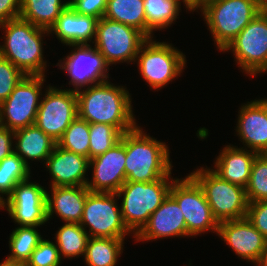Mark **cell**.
<instances>
[{
  "label": "cell",
  "instance_id": "cell-33",
  "mask_svg": "<svg viewBox=\"0 0 267 266\" xmlns=\"http://www.w3.org/2000/svg\"><path fill=\"white\" fill-rule=\"evenodd\" d=\"M89 160L104 154L117 144L122 133L114 126L103 123H89Z\"/></svg>",
  "mask_w": 267,
  "mask_h": 266
},
{
  "label": "cell",
  "instance_id": "cell-40",
  "mask_svg": "<svg viewBox=\"0 0 267 266\" xmlns=\"http://www.w3.org/2000/svg\"><path fill=\"white\" fill-rule=\"evenodd\" d=\"M14 131L0 126V162L14 152Z\"/></svg>",
  "mask_w": 267,
  "mask_h": 266
},
{
  "label": "cell",
  "instance_id": "cell-35",
  "mask_svg": "<svg viewBox=\"0 0 267 266\" xmlns=\"http://www.w3.org/2000/svg\"><path fill=\"white\" fill-rule=\"evenodd\" d=\"M62 263L58 247L46 238L32 252L26 266H59Z\"/></svg>",
  "mask_w": 267,
  "mask_h": 266
},
{
  "label": "cell",
  "instance_id": "cell-23",
  "mask_svg": "<svg viewBox=\"0 0 267 266\" xmlns=\"http://www.w3.org/2000/svg\"><path fill=\"white\" fill-rule=\"evenodd\" d=\"M51 195L47 189V218L54 213L61 220L70 223H80L87 194L86 186H59L51 187Z\"/></svg>",
  "mask_w": 267,
  "mask_h": 266
},
{
  "label": "cell",
  "instance_id": "cell-25",
  "mask_svg": "<svg viewBox=\"0 0 267 266\" xmlns=\"http://www.w3.org/2000/svg\"><path fill=\"white\" fill-rule=\"evenodd\" d=\"M68 5L69 0H20V17L49 30Z\"/></svg>",
  "mask_w": 267,
  "mask_h": 266
},
{
  "label": "cell",
  "instance_id": "cell-17",
  "mask_svg": "<svg viewBox=\"0 0 267 266\" xmlns=\"http://www.w3.org/2000/svg\"><path fill=\"white\" fill-rule=\"evenodd\" d=\"M125 145L120 140L104 154L89 160L92 179L86 187L90 192L116 193L126 182Z\"/></svg>",
  "mask_w": 267,
  "mask_h": 266
},
{
  "label": "cell",
  "instance_id": "cell-5",
  "mask_svg": "<svg viewBox=\"0 0 267 266\" xmlns=\"http://www.w3.org/2000/svg\"><path fill=\"white\" fill-rule=\"evenodd\" d=\"M172 177H163L152 182L126 181L116 192L122 198L120 205L125 226L135 237L148 223L150 215L168 196Z\"/></svg>",
  "mask_w": 267,
  "mask_h": 266
},
{
  "label": "cell",
  "instance_id": "cell-31",
  "mask_svg": "<svg viewBox=\"0 0 267 266\" xmlns=\"http://www.w3.org/2000/svg\"><path fill=\"white\" fill-rule=\"evenodd\" d=\"M36 226H18L9 238V249L11 254L7 258L26 263L32 252L43 239Z\"/></svg>",
  "mask_w": 267,
  "mask_h": 266
},
{
  "label": "cell",
  "instance_id": "cell-28",
  "mask_svg": "<svg viewBox=\"0 0 267 266\" xmlns=\"http://www.w3.org/2000/svg\"><path fill=\"white\" fill-rule=\"evenodd\" d=\"M181 3V0H144L147 38H154V31L171 27L179 18Z\"/></svg>",
  "mask_w": 267,
  "mask_h": 266
},
{
  "label": "cell",
  "instance_id": "cell-8",
  "mask_svg": "<svg viewBox=\"0 0 267 266\" xmlns=\"http://www.w3.org/2000/svg\"><path fill=\"white\" fill-rule=\"evenodd\" d=\"M169 195L181 208L187 227V236L195 237L205 232L218 233L219 223L214 218L204 191L190 175L174 178Z\"/></svg>",
  "mask_w": 267,
  "mask_h": 266
},
{
  "label": "cell",
  "instance_id": "cell-18",
  "mask_svg": "<svg viewBox=\"0 0 267 266\" xmlns=\"http://www.w3.org/2000/svg\"><path fill=\"white\" fill-rule=\"evenodd\" d=\"M238 111L236 133L244 149L267 154V98L242 104Z\"/></svg>",
  "mask_w": 267,
  "mask_h": 266
},
{
  "label": "cell",
  "instance_id": "cell-30",
  "mask_svg": "<svg viewBox=\"0 0 267 266\" xmlns=\"http://www.w3.org/2000/svg\"><path fill=\"white\" fill-rule=\"evenodd\" d=\"M31 169L24 163L22 158L13 152L0 162V200L5 201L14 187L25 180L31 179Z\"/></svg>",
  "mask_w": 267,
  "mask_h": 266
},
{
  "label": "cell",
  "instance_id": "cell-4",
  "mask_svg": "<svg viewBox=\"0 0 267 266\" xmlns=\"http://www.w3.org/2000/svg\"><path fill=\"white\" fill-rule=\"evenodd\" d=\"M261 11V0H210L200 9L221 52Z\"/></svg>",
  "mask_w": 267,
  "mask_h": 266
},
{
  "label": "cell",
  "instance_id": "cell-42",
  "mask_svg": "<svg viewBox=\"0 0 267 266\" xmlns=\"http://www.w3.org/2000/svg\"><path fill=\"white\" fill-rule=\"evenodd\" d=\"M0 266H26V263L6 258Z\"/></svg>",
  "mask_w": 267,
  "mask_h": 266
},
{
  "label": "cell",
  "instance_id": "cell-32",
  "mask_svg": "<svg viewBox=\"0 0 267 266\" xmlns=\"http://www.w3.org/2000/svg\"><path fill=\"white\" fill-rule=\"evenodd\" d=\"M89 123L77 116L67 127L57 145L64 150L89 158Z\"/></svg>",
  "mask_w": 267,
  "mask_h": 266
},
{
  "label": "cell",
  "instance_id": "cell-10",
  "mask_svg": "<svg viewBox=\"0 0 267 266\" xmlns=\"http://www.w3.org/2000/svg\"><path fill=\"white\" fill-rule=\"evenodd\" d=\"M117 197L116 193L87 194L79 224L89 237L125 239L126 235L132 234L123 222Z\"/></svg>",
  "mask_w": 267,
  "mask_h": 266
},
{
  "label": "cell",
  "instance_id": "cell-7",
  "mask_svg": "<svg viewBox=\"0 0 267 266\" xmlns=\"http://www.w3.org/2000/svg\"><path fill=\"white\" fill-rule=\"evenodd\" d=\"M135 62L139 74L151 89L160 90L181 75L187 60L185 54L171 43L148 38L141 46Z\"/></svg>",
  "mask_w": 267,
  "mask_h": 266
},
{
  "label": "cell",
  "instance_id": "cell-41",
  "mask_svg": "<svg viewBox=\"0 0 267 266\" xmlns=\"http://www.w3.org/2000/svg\"><path fill=\"white\" fill-rule=\"evenodd\" d=\"M190 12L200 10L205 5V0H181Z\"/></svg>",
  "mask_w": 267,
  "mask_h": 266
},
{
  "label": "cell",
  "instance_id": "cell-20",
  "mask_svg": "<svg viewBox=\"0 0 267 266\" xmlns=\"http://www.w3.org/2000/svg\"><path fill=\"white\" fill-rule=\"evenodd\" d=\"M51 175L50 187L59 186H86V177L89 168V158L62 149L58 145L47 158L45 163Z\"/></svg>",
  "mask_w": 267,
  "mask_h": 266
},
{
  "label": "cell",
  "instance_id": "cell-9",
  "mask_svg": "<svg viewBox=\"0 0 267 266\" xmlns=\"http://www.w3.org/2000/svg\"><path fill=\"white\" fill-rule=\"evenodd\" d=\"M148 38L139 30L102 17L96 26L94 47L104 56L106 63H132Z\"/></svg>",
  "mask_w": 267,
  "mask_h": 266
},
{
  "label": "cell",
  "instance_id": "cell-22",
  "mask_svg": "<svg viewBox=\"0 0 267 266\" xmlns=\"http://www.w3.org/2000/svg\"><path fill=\"white\" fill-rule=\"evenodd\" d=\"M217 156L211 169L221 179L246 187L250 178L251 168L257 152L226 145Z\"/></svg>",
  "mask_w": 267,
  "mask_h": 266
},
{
  "label": "cell",
  "instance_id": "cell-44",
  "mask_svg": "<svg viewBox=\"0 0 267 266\" xmlns=\"http://www.w3.org/2000/svg\"><path fill=\"white\" fill-rule=\"evenodd\" d=\"M262 12L267 15V0H261Z\"/></svg>",
  "mask_w": 267,
  "mask_h": 266
},
{
  "label": "cell",
  "instance_id": "cell-29",
  "mask_svg": "<svg viewBox=\"0 0 267 266\" xmlns=\"http://www.w3.org/2000/svg\"><path fill=\"white\" fill-rule=\"evenodd\" d=\"M58 229L54 238L61 258L72 259L81 255L84 257L89 235L81 225L65 222Z\"/></svg>",
  "mask_w": 267,
  "mask_h": 266
},
{
  "label": "cell",
  "instance_id": "cell-43",
  "mask_svg": "<svg viewBox=\"0 0 267 266\" xmlns=\"http://www.w3.org/2000/svg\"><path fill=\"white\" fill-rule=\"evenodd\" d=\"M256 266H267V249L262 254V257H261L259 263Z\"/></svg>",
  "mask_w": 267,
  "mask_h": 266
},
{
  "label": "cell",
  "instance_id": "cell-12",
  "mask_svg": "<svg viewBox=\"0 0 267 266\" xmlns=\"http://www.w3.org/2000/svg\"><path fill=\"white\" fill-rule=\"evenodd\" d=\"M234 53V61L246 75L267 72V15L262 11L236 36L223 52Z\"/></svg>",
  "mask_w": 267,
  "mask_h": 266
},
{
  "label": "cell",
  "instance_id": "cell-19",
  "mask_svg": "<svg viewBox=\"0 0 267 266\" xmlns=\"http://www.w3.org/2000/svg\"><path fill=\"white\" fill-rule=\"evenodd\" d=\"M187 237L185 218L178 203L168 194L150 215L148 223L134 237L136 242Z\"/></svg>",
  "mask_w": 267,
  "mask_h": 266
},
{
  "label": "cell",
  "instance_id": "cell-39",
  "mask_svg": "<svg viewBox=\"0 0 267 266\" xmlns=\"http://www.w3.org/2000/svg\"><path fill=\"white\" fill-rule=\"evenodd\" d=\"M20 17V0H0V24Z\"/></svg>",
  "mask_w": 267,
  "mask_h": 266
},
{
  "label": "cell",
  "instance_id": "cell-45",
  "mask_svg": "<svg viewBox=\"0 0 267 266\" xmlns=\"http://www.w3.org/2000/svg\"><path fill=\"white\" fill-rule=\"evenodd\" d=\"M0 209H3V202L0 200Z\"/></svg>",
  "mask_w": 267,
  "mask_h": 266
},
{
  "label": "cell",
  "instance_id": "cell-21",
  "mask_svg": "<svg viewBox=\"0 0 267 266\" xmlns=\"http://www.w3.org/2000/svg\"><path fill=\"white\" fill-rule=\"evenodd\" d=\"M97 22L98 19L80 15L68 5L49 29V34L56 35L57 40L64 45L92 43L93 46Z\"/></svg>",
  "mask_w": 267,
  "mask_h": 266
},
{
  "label": "cell",
  "instance_id": "cell-14",
  "mask_svg": "<svg viewBox=\"0 0 267 266\" xmlns=\"http://www.w3.org/2000/svg\"><path fill=\"white\" fill-rule=\"evenodd\" d=\"M66 46L72 47L71 53L67 54L63 60H58L56 66L65 70L71 78L69 81V85L73 86L72 89L70 88L71 91L77 92L92 84L109 80L110 66L95 47L90 44Z\"/></svg>",
  "mask_w": 267,
  "mask_h": 266
},
{
  "label": "cell",
  "instance_id": "cell-27",
  "mask_svg": "<svg viewBox=\"0 0 267 266\" xmlns=\"http://www.w3.org/2000/svg\"><path fill=\"white\" fill-rule=\"evenodd\" d=\"M124 239L89 237L84 261L88 266H115L123 253Z\"/></svg>",
  "mask_w": 267,
  "mask_h": 266
},
{
  "label": "cell",
  "instance_id": "cell-15",
  "mask_svg": "<svg viewBox=\"0 0 267 266\" xmlns=\"http://www.w3.org/2000/svg\"><path fill=\"white\" fill-rule=\"evenodd\" d=\"M30 179L18 183L12 194L5 198L3 209L20 226L45 225L47 223V190Z\"/></svg>",
  "mask_w": 267,
  "mask_h": 266
},
{
  "label": "cell",
  "instance_id": "cell-24",
  "mask_svg": "<svg viewBox=\"0 0 267 266\" xmlns=\"http://www.w3.org/2000/svg\"><path fill=\"white\" fill-rule=\"evenodd\" d=\"M14 152L30 168L28 160L46 163L57 142L35 124L14 131ZM16 142V143H15Z\"/></svg>",
  "mask_w": 267,
  "mask_h": 266
},
{
  "label": "cell",
  "instance_id": "cell-2",
  "mask_svg": "<svg viewBox=\"0 0 267 266\" xmlns=\"http://www.w3.org/2000/svg\"><path fill=\"white\" fill-rule=\"evenodd\" d=\"M140 126L125 132L121 141L125 145V175L129 182H152L172 177L170 151L165 142L144 133Z\"/></svg>",
  "mask_w": 267,
  "mask_h": 266
},
{
  "label": "cell",
  "instance_id": "cell-34",
  "mask_svg": "<svg viewBox=\"0 0 267 266\" xmlns=\"http://www.w3.org/2000/svg\"><path fill=\"white\" fill-rule=\"evenodd\" d=\"M245 190L249 202L267 200V154H257Z\"/></svg>",
  "mask_w": 267,
  "mask_h": 266
},
{
  "label": "cell",
  "instance_id": "cell-3",
  "mask_svg": "<svg viewBox=\"0 0 267 266\" xmlns=\"http://www.w3.org/2000/svg\"><path fill=\"white\" fill-rule=\"evenodd\" d=\"M0 28L5 30L0 56L12 62L25 75H45L49 65L44 60L43 37L49 34V30L21 17L1 23Z\"/></svg>",
  "mask_w": 267,
  "mask_h": 266
},
{
  "label": "cell",
  "instance_id": "cell-36",
  "mask_svg": "<svg viewBox=\"0 0 267 266\" xmlns=\"http://www.w3.org/2000/svg\"><path fill=\"white\" fill-rule=\"evenodd\" d=\"M26 75L8 59L0 56V104Z\"/></svg>",
  "mask_w": 267,
  "mask_h": 266
},
{
  "label": "cell",
  "instance_id": "cell-16",
  "mask_svg": "<svg viewBox=\"0 0 267 266\" xmlns=\"http://www.w3.org/2000/svg\"><path fill=\"white\" fill-rule=\"evenodd\" d=\"M217 235L238 257L255 265L267 249V239L246 217L219 223Z\"/></svg>",
  "mask_w": 267,
  "mask_h": 266
},
{
  "label": "cell",
  "instance_id": "cell-37",
  "mask_svg": "<svg viewBox=\"0 0 267 266\" xmlns=\"http://www.w3.org/2000/svg\"><path fill=\"white\" fill-rule=\"evenodd\" d=\"M69 6L80 15L92 16L99 20L104 17L107 0H69Z\"/></svg>",
  "mask_w": 267,
  "mask_h": 266
},
{
  "label": "cell",
  "instance_id": "cell-13",
  "mask_svg": "<svg viewBox=\"0 0 267 266\" xmlns=\"http://www.w3.org/2000/svg\"><path fill=\"white\" fill-rule=\"evenodd\" d=\"M41 98L35 125L58 142L67 127L78 116L76 92L48 85Z\"/></svg>",
  "mask_w": 267,
  "mask_h": 266
},
{
  "label": "cell",
  "instance_id": "cell-38",
  "mask_svg": "<svg viewBox=\"0 0 267 266\" xmlns=\"http://www.w3.org/2000/svg\"><path fill=\"white\" fill-rule=\"evenodd\" d=\"M246 218L267 239V200L249 202Z\"/></svg>",
  "mask_w": 267,
  "mask_h": 266
},
{
  "label": "cell",
  "instance_id": "cell-6",
  "mask_svg": "<svg viewBox=\"0 0 267 266\" xmlns=\"http://www.w3.org/2000/svg\"><path fill=\"white\" fill-rule=\"evenodd\" d=\"M190 175L202 187L218 223L247 216L249 201L244 187L221 179L207 166L197 168Z\"/></svg>",
  "mask_w": 267,
  "mask_h": 266
},
{
  "label": "cell",
  "instance_id": "cell-11",
  "mask_svg": "<svg viewBox=\"0 0 267 266\" xmlns=\"http://www.w3.org/2000/svg\"><path fill=\"white\" fill-rule=\"evenodd\" d=\"M46 75H26L0 104V126L12 131L33 125Z\"/></svg>",
  "mask_w": 267,
  "mask_h": 266
},
{
  "label": "cell",
  "instance_id": "cell-1",
  "mask_svg": "<svg viewBox=\"0 0 267 266\" xmlns=\"http://www.w3.org/2000/svg\"><path fill=\"white\" fill-rule=\"evenodd\" d=\"M78 116L88 123H103L116 127L122 134L138 126L133 114L132 97L124 86L110 80L76 92Z\"/></svg>",
  "mask_w": 267,
  "mask_h": 266
},
{
  "label": "cell",
  "instance_id": "cell-26",
  "mask_svg": "<svg viewBox=\"0 0 267 266\" xmlns=\"http://www.w3.org/2000/svg\"><path fill=\"white\" fill-rule=\"evenodd\" d=\"M104 17L131 26L147 37L144 0H107Z\"/></svg>",
  "mask_w": 267,
  "mask_h": 266
}]
</instances>
